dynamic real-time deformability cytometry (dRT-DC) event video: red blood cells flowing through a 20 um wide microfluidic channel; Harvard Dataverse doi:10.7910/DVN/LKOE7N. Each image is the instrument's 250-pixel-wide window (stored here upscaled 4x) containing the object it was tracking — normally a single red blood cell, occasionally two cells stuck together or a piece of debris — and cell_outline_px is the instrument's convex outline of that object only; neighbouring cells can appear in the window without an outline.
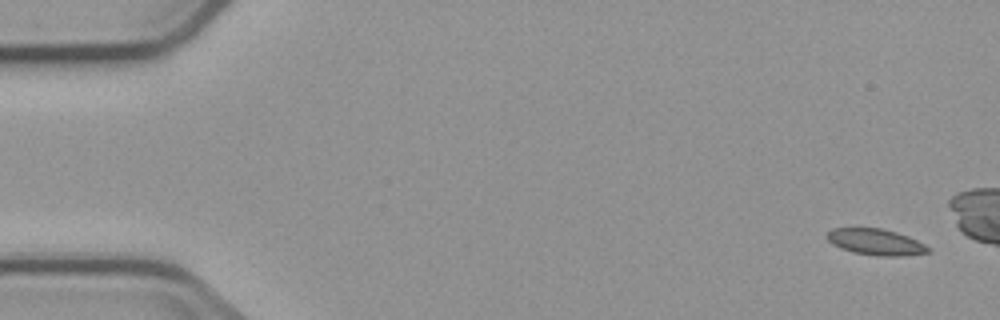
{"species": "common noctule bat (a hibernating species)", "species_latin": "Nyctalus noctula", "temperature_condition": "cold", "stored_images_in_passage": 5, "camera_frame_rate_fps": 3000, "um_per_image_px": 0.085, "animal": {"sex": "male", "body_mass_g": 23.1, "forearm_length_mm": 52.7}, "frame": {"image": 1, "passage_image": 1, "time_ms": 0.0, "image_size_px": [1000, 320], "cell_outline_px": [[932, 252], [900, 256], [876, 256], [852, 252], [840, 248], [832, 244], [824, 236], [832, 228], [880, 228], [896, 232], [908, 236], [932, 248]], "centroid_in_image_um": [74.43, 20.57], "position_along_channel_um": 10.6, "area_um2": 15.61}}